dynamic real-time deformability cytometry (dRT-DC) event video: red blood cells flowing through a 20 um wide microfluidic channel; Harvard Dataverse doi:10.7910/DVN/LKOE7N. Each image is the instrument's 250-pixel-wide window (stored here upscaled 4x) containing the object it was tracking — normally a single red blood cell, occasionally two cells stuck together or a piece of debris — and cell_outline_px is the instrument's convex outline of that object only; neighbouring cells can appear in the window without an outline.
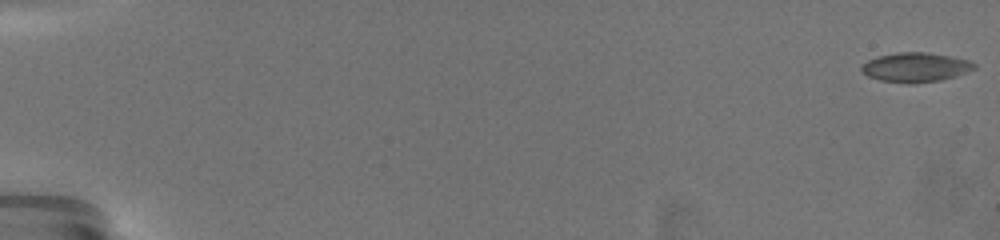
{"species": "common noctule bat (a hibernating species)", "species_latin": "Nyctalus noctula", "temperature_condition": "warm", "stored_images_in_passage": 75, "camera_frame_rate_fps": 3000, "um_per_image_px": 0.085, "animal": {"sex": "female", "body_mass_g": 19.5, "forearm_length_mm": 54.1}, "frame": {"image": 1, "passage_image": 1, "time_ms": 0.0, "image_size_px": [1000, 240], "cell_outline_px": [[976, 68], [956, 76], [940, 80], [912, 84], [908, 84], [880, 80], [868, 76], [860, 72], [860, 68], [868, 60], [880, 56], [896, 52], [924, 52], [948, 56], [968, 60], [976, 64]], "centroid_in_image_um": [77.8, 5.73], "position_along_channel_um": 7.2, "area_um2": 19.25}}
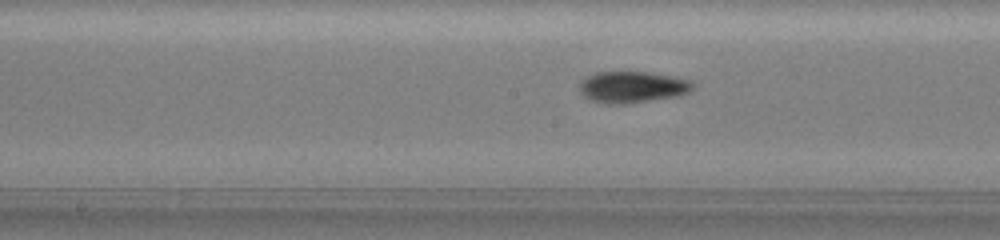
{"frame": {"image": 2, "passage_image": 48, "time_ms": 11.0, "image_size_px": [1000, 240], "cell_outline_px": [[692, 88], [688, 92], [676, 96], [624, 104], [604, 104], [588, 100], [580, 92], [580, 84], [588, 76], [596, 72], [644, 72], [668, 76], [688, 80], [692, 84]], "centroid_in_image_um": [53.67, 7.42], "position_along_channel_um": 194.5, "area_um2": 20.35}}
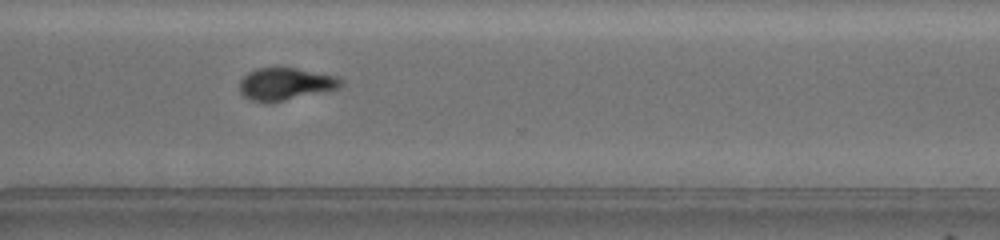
{"frame": {"image": 3, "passage_image": 65, "time_ms": 15.333, "image_size_px": [1000, 240], "cell_outline_px": [[344, 84], [340, 88], [272, 104], [264, 104], [248, 100], [240, 92], [240, 80], [244, 76], [260, 68], [296, 68], [336, 76], [344, 80]], "centroid_in_image_um": [24.28, 7.18], "position_along_channel_um": 346.3, "area_um2": 19.42}, "authors_computed_cell_mechanics": {"area_um2": 18.785, "velocity_mm_per_s": 3.5081, "shape_relaxation_time_tau1_ms": 2.417, "shape_relaxation_time_tau2_ms": 1.0059, "deformation_change_tau1": 0.111, "deformation_change_tau2": 0.0597}}